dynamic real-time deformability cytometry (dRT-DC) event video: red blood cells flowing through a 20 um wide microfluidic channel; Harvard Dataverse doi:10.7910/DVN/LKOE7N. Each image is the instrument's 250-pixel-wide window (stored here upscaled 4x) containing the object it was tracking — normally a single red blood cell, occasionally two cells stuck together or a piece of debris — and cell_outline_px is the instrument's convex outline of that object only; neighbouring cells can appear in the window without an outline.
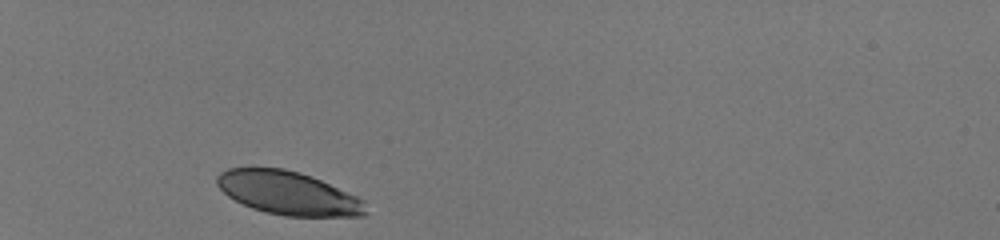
{"species": "human", "species_latin": "Homo sapiens", "temperature_condition": "room temperature", "stored_images_in_passage": 30, "camera_frame_rate_fps": 3000, "um_per_image_px": 0.085, "donor": {"sex": "male"}, "frame": {"image": 1, "passage_image": 1, "time_ms": 0.0, "image_size_px": [1000, 240], "cell_outline_px": [[368, 212], [364, 216], [284, 216], [264, 212], [252, 208], [228, 196], [216, 184], [216, 176], [220, 172], [228, 168], [284, 168], [300, 172], [312, 176], [356, 196], [364, 200]], "centroid_in_image_um": [24.5, 16.41], "position_along_channel_um": 60.5, "area_um2": 37.57}}
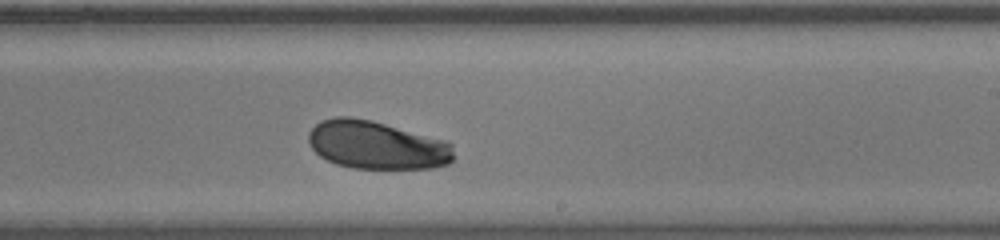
{"frame": {"image": 2, "passage_image": 18, "time_ms": 5.667, "image_size_px": [1000, 240], "cell_outline_px": [[452, 160], [448, 164], [432, 168], [352, 168], [336, 164], [320, 156], [308, 144], [308, 132], [320, 120], [336, 116], [348, 116], [372, 120], [444, 140], [452, 144]], "centroid_in_image_um": [31.97, 12.32], "position_along_channel_um": 257.0, "area_um2": 40.75}}
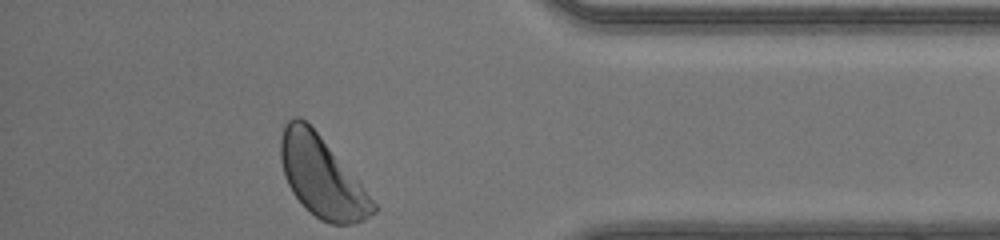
{"frame": {"image": 3, "passage_image": 30, "time_ms": 9.667, "image_size_px": [1000, 240], "cell_outline_px": [[376, 212], [364, 220], [352, 224], [332, 224], [320, 220], [292, 192], [284, 176], [280, 160], [280, 140], [284, 124], [292, 116], [300, 116], [316, 132], [364, 188], [376, 204]], "centroid_in_image_um": [27.32, 15.02], "position_along_channel_um": 407.9, "area_um2": 42.48}, "authors_computed_cell_mechanics": {"area_um2": 41.0958, "velocity_mm_per_s": 4.1224, "shape_relaxation_time_tau1_ms": 2.2929, "shape_relaxation_time_tau2_ms": null, "deformation_change_tau1": 0.0872, "deformation_change_tau2": null}}